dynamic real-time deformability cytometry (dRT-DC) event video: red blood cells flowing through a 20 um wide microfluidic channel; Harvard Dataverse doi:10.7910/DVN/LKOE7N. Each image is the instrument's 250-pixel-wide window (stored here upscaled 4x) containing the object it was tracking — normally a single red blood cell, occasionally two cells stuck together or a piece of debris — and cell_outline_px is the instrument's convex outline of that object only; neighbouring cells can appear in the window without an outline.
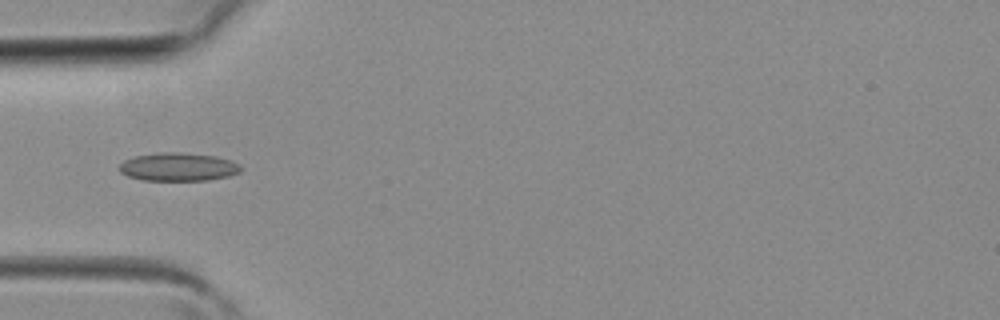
{"species": "common noctule bat (a hibernating species)", "species_latin": "Nyctalus noctula", "temperature_condition": "room temperature", "stored_images_in_passage": 4, "camera_frame_rate_fps": 3000, "um_per_image_px": 0.085, "animal": {"sex": "female", "body_mass_g": 19.3, "forearm_length_mm": 54.1}, "frame": {"image": 1, "passage_image": 4, "time_ms": 1.0, "image_size_px": [1000, 320], "cell_outline_px": [[244, 168], [240, 172], [228, 176], [208, 180], [144, 180], [128, 176], [120, 172], [120, 164], [124, 160], [136, 156], [160, 152], [176, 152], [216, 156], [240, 164]], "centroid_in_image_um": [15.17, 14.19], "position_along_channel_um": 69.8, "area_um2": 19.88}}